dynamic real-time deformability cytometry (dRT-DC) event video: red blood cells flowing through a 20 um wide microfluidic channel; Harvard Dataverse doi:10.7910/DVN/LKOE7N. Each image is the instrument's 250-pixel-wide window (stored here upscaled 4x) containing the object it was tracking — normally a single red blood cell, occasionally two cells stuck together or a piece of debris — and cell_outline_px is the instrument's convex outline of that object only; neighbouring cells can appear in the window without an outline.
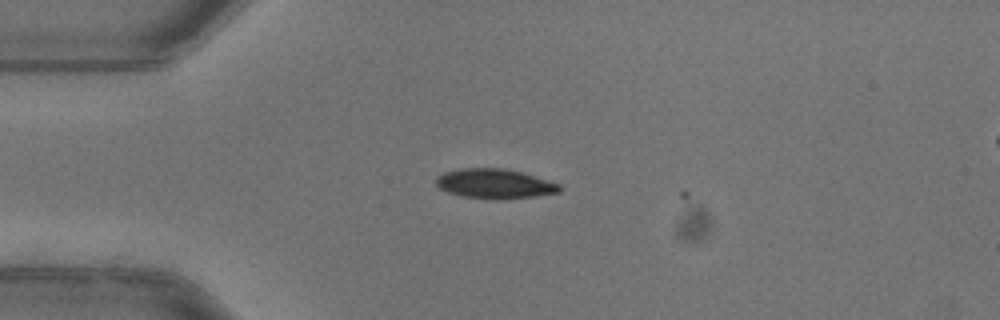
{"species": "common noctule bat (a hibernating species)", "species_latin": "Nyctalus noctula", "temperature_condition": "warm", "stored_images_in_passage": 2, "camera_frame_rate_fps": 3000, "um_per_image_px": 0.085, "animal": {"sex": "female"}, "frame": {"image": 1, "passage_image": 1, "time_ms": 0.0, "image_size_px": [1000, 320], "cell_outline_px": [[560, 192], [532, 196], [460, 196], [448, 192], [440, 188], [436, 184], [436, 176], [444, 172], [464, 168], [504, 168], [520, 172], [560, 184]], "centroid_in_image_um": [41.99, 15.56], "position_along_channel_um": 43.0, "area_um2": 20.11}}